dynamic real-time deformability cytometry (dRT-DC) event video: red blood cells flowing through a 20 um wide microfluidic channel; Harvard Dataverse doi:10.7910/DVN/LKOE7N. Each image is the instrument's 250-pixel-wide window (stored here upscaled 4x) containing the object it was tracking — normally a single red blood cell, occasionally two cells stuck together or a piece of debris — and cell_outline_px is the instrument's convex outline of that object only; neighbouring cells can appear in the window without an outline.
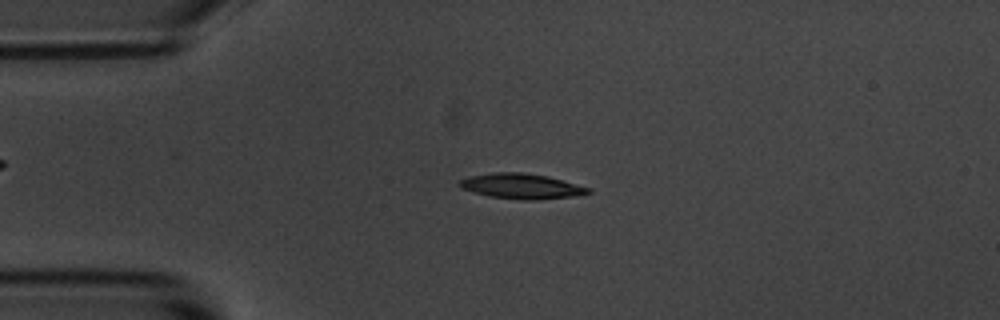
{"species": "common noctule bat (a hibernating species)", "species_latin": "Nyctalus noctula", "temperature_condition": "room temperature", "stored_images_in_passage": 4, "camera_frame_rate_fps": 3000, "um_per_image_px": 0.085, "animal": {"sex": "male", "body_mass_g": 20.1, "forearm_length_mm": 53.5}, "frame": {"image": 1, "passage_image": 3, "time_ms": 2.333, "image_size_px": [1000, 320], "cell_outline_px": [[592, 192], [576, 196], [536, 200], [524, 200], [488, 196], [460, 188], [456, 184], [460, 180], [468, 176], [496, 172], [524, 172], [548, 176], [592, 188]], "centroid_in_image_um": [44.33, 15.82], "position_along_channel_um": 40.7, "area_um2": 19.13}}